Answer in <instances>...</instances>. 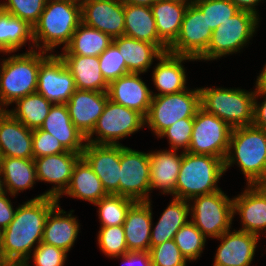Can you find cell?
<instances>
[{
	"label": "cell",
	"mask_w": 266,
	"mask_h": 266,
	"mask_svg": "<svg viewBox=\"0 0 266 266\" xmlns=\"http://www.w3.org/2000/svg\"><path fill=\"white\" fill-rule=\"evenodd\" d=\"M58 203L43 193L16 208L13 220L1 231L3 266H30L31 251L42 242L46 218Z\"/></svg>",
	"instance_id": "cell-1"
},
{
	"label": "cell",
	"mask_w": 266,
	"mask_h": 266,
	"mask_svg": "<svg viewBox=\"0 0 266 266\" xmlns=\"http://www.w3.org/2000/svg\"><path fill=\"white\" fill-rule=\"evenodd\" d=\"M81 22L80 2L47 0L38 22L33 26L34 50L52 53L61 44L64 49Z\"/></svg>",
	"instance_id": "cell-2"
},
{
	"label": "cell",
	"mask_w": 266,
	"mask_h": 266,
	"mask_svg": "<svg viewBox=\"0 0 266 266\" xmlns=\"http://www.w3.org/2000/svg\"><path fill=\"white\" fill-rule=\"evenodd\" d=\"M235 163L246 177V185L266 181V130L253 124L232 128L224 172Z\"/></svg>",
	"instance_id": "cell-3"
},
{
	"label": "cell",
	"mask_w": 266,
	"mask_h": 266,
	"mask_svg": "<svg viewBox=\"0 0 266 266\" xmlns=\"http://www.w3.org/2000/svg\"><path fill=\"white\" fill-rule=\"evenodd\" d=\"M48 52L33 50L3 59L0 64V109L37 90L40 63Z\"/></svg>",
	"instance_id": "cell-4"
},
{
	"label": "cell",
	"mask_w": 266,
	"mask_h": 266,
	"mask_svg": "<svg viewBox=\"0 0 266 266\" xmlns=\"http://www.w3.org/2000/svg\"><path fill=\"white\" fill-rule=\"evenodd\" d=\"M224 173L221 158L183 152L176 182V198L190 201L194 197L221 190L217 183Z\"/></svg>",
	"instance_id": "cell-5"
},
{
	"label": "cell",
	"mask_w": 266,
	"mask_h": 266,
	"mask_svg": "<svg viewBox=\"0 0 266 266\" xmlns=\"http://www.w3.org/2000/svg\"><path fill=\"white\" fill-rule=\"evenodd\" d=\"M199 91L201 108L216 115L231 128L253 124L255 90L202 87Z\"/></svg>",
	"instance_id": "cell-6"
},
{
	"label": "cell",
	"mask_w": 266,
	"mask_h": 266,
	"mask_svg": "<svg viewBox=\"0 0 266 266\" xmlns=\"http://www.w3.org/2000/svg\"><path fill=\"white\" fill-rule=\"evenodd\" d=\"M259 21V17L255 14L239 11L212 32L207 50L197 61H212L225 55L240 52L243 47L249 44L256 33Z\"/></svg>",
	"instance_id": "cell-7"
},
{
	"label": "cell",
	"mask_w": 266,
	"mask_h": 266,
	"mask_svg": "<svg viewBox=\"0 0 266 266\" xmlns=\"http://www.w3.org/2000/svg\"><path fill=\"white\" fill-rule=\"evenodd\" d=\"M190 221L207 238H218L231 229L234 218L233 198L222 190L190 200Z\"/></svg>",
	"instance_id": "cell-8"
},
{
	"label": "cell",
	"mask_w": 266,
	"mask_h": 266,
	"mask_svg": "<svg viewBox=\"0 0 266 266\" xmlns=\"http://www.w3.org/2000/svg\"><path fill=\"white\" fill-rule=\"evenodd\" d=\"M200 105V91L186 89L179 93L152 96L145 124L158 137L165 129L183 118H194Z\"/></svg>",
	"instance_id": "cell-9"
},
{
	"label": "cell",
	"mask_w": 266,
	"mask_h": 266,
	"mask_svg": "<svg viewBox=\"0 0 266 266\" xmlns=\"http://www.w3.org/2000/svg\"><path fill=\"white\" fill-rule=\"evenodd\" d=\"M145 125V117L141 113L108 99L95 127L86 137V142L100 145H120L119 139L137 132ZM94 134H96V138L93 136Z\"/></svg>",
	"instance_id": "cell-10"
},
{
	"label": "cell",
	"mask_w": 266,
	"mask_h": 266,
	"mask_svg": "<svg viewBox=\"0 0 266 266\" xmlns=\"http://www.w3.org/2000/svg\"><path fill=\"white\" fill-rule=\"evenodd\" d=\"M232 128L216 115L199 108L194 116L193 131L188 151L192 154L226 158Z\"/></svg>",
	"instance_id": "cell-11"
},
{
	"label": "cell",
	"mask_w": 266,
	"mask_h": 266,
	"mask_svg": "<svg viewBox=\"0 0 266 266\" xmlns=\"http://www.w3.org/2000/svg\"><path fill=\"white\" fill-rule=\"evenodd\" d=\"M149 192V153L120 144V195L135 202H148Z\"/></svg>",
	"instance_id": "cell-12"
},
{
	"label": "cell",
	"mask_w": 266,
	"mask_h": 266,
	"mask_svg": "<svg viewBox=\"0 0 266 266\" xmlns=\"http://www.w3.org/2000/svg\"><path fill=\"white\" fill-rule=\"evenodd\" d=\"M75 80L60 55L49 53L40 63L36 92L52 104H66L76 90Z\"/></svg>",
	"instance_id": "cell-13"
},
{
	"label": "cell",
	"mask_w": 266,
	"mask_h": 266,
	"mask_svg": "<svg viewBox=\"0 0 266 266\" xmlns=\"http://www.w3.org/2000/svg\"><path fill=\"white\" fill-rule=\"evenodd\" d=\"M212 32L203 12L195 4L188 5L183 16L180 33L167 52L174 55L190 56L197 61L207 50Z\"/></svg>",
	"instance_id": "cell-14"
},
{
	"label": "cell",
	"mask_w": 266,
	"mask_h": 266,
	"mask_svg": "<svg viewBox=\"0 0 266 266\" xmlns=\"http://www.w3.org/2000/svg\"><path fill=\"white\" fill-rule=\"evenodd\" d=\"M81 157L99 177L108 194L120 195V145L86 142Z\"/></svg>",
	"instance_id": "cell-15"
},
{
	"label": "cell",
	"mask_w": 266,
	"mask_h": 266,
	"mask_svg": "<svg viewBox=\"0 0 266 266\" xmlns=\"http://www.w3.org/2000/svg\"><path fill=\"white\" fill-rule=\"evenodd\" d=\"M82 23L100 30L112 39L124 36V2L122 0H82Z\"/></svg>",
	"instance_id": "cell-16"
},
{
	"label": "cell",
	"mask_w": 266,
	"mask_h": 266,
	"mask_svg": "<svg viewBox=\"0 0 266 266\" xmlns=\"http://www.w3.org/2000/svg\"><path fill=\"white\" fill-rule=\"evenodd\" d=\"M81 153H64L34 158L38 181L53 183L54 186L44 192L46 196L58 198L68 187L75 164Z\"/></svg>",
	"instance_id": "cell-17"
},
{
	"label": "cell",
	"mask_w": 266,
	"mask_h": 266,
	"mask_svg": "<svg viewBox=\"0 0 266 266\" xmlns=\"http://www.w3.org/2000/svg\"><path fill=\"white\" fill-rule=\"evenodd\" d=\"M233 214H239L240 231L260 236L266 233V188L263 185H247L246 189L233 198ZM261 231V232H260Z\"/></svg>",
	"instance_id": "cell-18"
},
{
	"label": "cell",
	"mask_w": 266,
	"mask_h": 266,
	"mask_svg": "<svg viewBox=\"0 0 266 266\" xmlns=\"http://www.w3.org/2000/svg\"><path fill=\"white\" fill-rule=\"evenodd\" d=\"M217 239L221 244L215 253L213 266H250L259 236L240 230H229Z\"/></svg>",
	"instance_id": "cell-19"
},
{
	"label": "cell",
	"mask_w": 266,
	"mask_h": 266,
	"mask_svg": "<svg viewBox=\"0 0 266 266\" xmlns=\"http://www.w3.org/2000/svg\"><path fill=\"white\" fill-rule=\"evenodd\" d=\"M141 73H127L108 84V98L122 106L147 116L152 101V93L139 77Z\"/></svg>",
	"instance_id": "cell-20"
},
{
	"label": "cell",
	"mask_w": 266,
	"mask_h": 266,
	"mask_svg": "<svg viewBox=\"0 0 266 266\" xmlns=\"http://www.w3.org/2000/svg\"><path fill=\"white\" fill-rule=\"evenodd\" d=\"M108 99L107 92L76 89L66 103L70 119L85 138L95 127Z\"/></svg>",
	"instance_id": "cell-21"
},
{
	"label": "cell",
	"mask_w": 266,
	"mask_h": 266,
	"mask_svg": "<svg viewBox=\"0 0 266 266\" xmlns=\"http://www.w3.org/2000/svg\"><path fill=\"white\" fill-rule=\"evenodd\" d=\"M32 132L7 110L0 112V151L2 157L33 158Z\"/></svg>",
	"instance_id": "cell-22"
},
{
	"label": "cell",
	"mask_w": 266,
	"mask_h": 266,
	"mask_svg": "<svg viewBox=\"0 0 266 266\" xmlns=\"http://www.w3.org/2000/svg\"><path fill=\"white\" fill-rule=\"evenodd\" d=\"M151 201L135 202L123 224L128 252H149L153 226Z\"/></svg>",
	"instance_id": "cell-23"
},
{
	"label": "cell",
	"mask_w": 266,
	"mask_h": 266,
	"mask_svg": "<svg viewBox=\"0 0 266 266\" xmlns=\"http://www.w3.org/2000/svg\"><path fill=\"white\" fill-rule=\"evenodd\" d=\"M155 66L152 79L158 93L152 96L179 93L187 88L186 71L183 62L186 60L195 61L190 56L174 55L169 52L163 53Z\"/></svg>",
	"instance_id": "cell-24"
},
{
	"label": "cell",
	"mask_w": 266,
	"mask_h": 266,
	"mask_svg": "<svg viewBox=\"0 0 266 266\" xmlns=\"http://www.w3.org/2000/svg\"><path fill=\"white\" fill-rule=\"evenodd\" d=\"M182 153L176 150H159L149 152L150 162V191L161 190L163 194H170L176 198V182L182 163Z\"/></svg>",
	"instance_id": "cell-25"
},
{
	"label": "cell",
	"mask_w": 266,
	"mask_h": 266,
	"mask_svg": "<svg viewBox=\"0 0 266 266\" xmlns=\"http://www.w3.org/2000/svg\"><path fill=\"white\" fill-rule=\"evenodd\" d=\"M40 129L56 137L69 151L82 153L85 147L86 138L70 119L66 104H53Z\"/></svg>",
	"instance_id": "cell-26"
},
{
	"label": "cell",
	"mask_w": 266,
	"mask_h": 266,
	"mask_svg": "<svg viewBox=\"0 0 266 266\" xmlns=\"http://www.w3.org/2000/svg\"><path fill=\"white\" fill-rule=\"evenodd\" d=\"M59 204L49 212L46 218L42 242L69 252L77 239L80 224L72 215L74 210L66 214Z\"/></svg>",
	"instance_id": "cell-27"
},
{
	"label": "cell",
	"mask_w": 266,
	"mask_h": 266,
	"mask_svg": "<svg viewBox=\"0 0 266 266\" xmlns=\"http://www.w3.org/2000/svg\"><path fill=\"white\" fill-rule=\"evenodd\" d=\"M124 36L158 46L164 53L168 47L159 39L151 7L124 3Z\"/></svg>",
	"instance_id": "cell-28"
},
{
	"label": "cell",
	"mask_w": 266,
	"mask_h": 266,
	"mask_svg": "<svg viewBox=\"0 0 266 266\" xmlns=\"http://www.w3.org/2000/svg\"><path fill=\"white\" fill-rule=\"evenodd\" d=\"M65 194L92 204L108 195L99 177L82 157L74 166L68 187L57 198V201L60 202V197Z\"/></svg>",
	"instance_id": "cell-29"
},
{
	"label": "cell",
	"mask_w": 266,
	"mask_h": 266,
	"mask_svg": "<svg viewBox=\"0 0 266 266\" xmlns=\"http://www.w3.org/2000/svg\"><path fill=\"white\" fill-rule=\"evenodd\" d=\"M71 71L78 90L107 92L97 56L60 55Z\"/></svg>",
	"instance_id": "cell-30"
},
{
	"label": "cell",
	"mask_w": 266,
	"mask_h": 266,
	"mask_svg": "<svg viewBox=\"0 0 266 266\" xmlns=\"http://www.w3.org/2000/svg\"><path fill=\"white\" fill-rule=\"evenodd\" d=\"M113 43L118 47L131 73H146L153 60H158L164 53L154 44L127 36L114 38Z\"/></svg>",
	"instance_id": "cell-31"
},
{
	"label": "cell",
	"mask_w": 266,
	"mask_h": 266,
	"mask_svg": "<svg viewBox=\"0 0 266 266\" xmlns=\"http://www.w3.org/2000/svg\"><path fill=\"white\" fill-rule=\"evenodd\" d=\"M187 7L186 4L170 0H158L151 5L159 39L168 48L175 42L180 33Z\"/></svg>",
	"instance_id": "cell-32"
},
{
	"label": "cell",
	"mask_w": 266,
	"mask_h": 266,
	"mask_svg": "<svg viewBox=\"0 0 266 266\" xmlns=\"http://www.w3.org/2000/svg\"><path fill=\"white\" fill-rule=\"evenodd\" d=\"M189 215L190 202L174 197L151 230V247L174 239L178 230L190 221L188 220Z\"/></svg>",
	"instance_id": "cell-33"
},
{
	"label": "cell",
	"mask_w": 266,
	"mask_h": 266,
	"mask_svg": "<svg viewBox=\"0 0 266 266\" xmlns=\"http://www.w3.org/2000/svg\"><path fill=\"white\" fill-rule=\"evenodd\" d=\"M0 171L5 188L10 196H15L26 189L32 188L38 181L33 158L3 157Z\"/></svg>",
	"instance_id": "cell-34"
},
{
	"label": "cell",
	"mask_w": 266,
	"mask_h": 266,
	"mask_svg": "<svg viewBox=\"0 0 266 266\" xmlns=\"http://www.w3.org/2000/svg\"><path fill=\"white\" fill-rule=\"evenodd\" d=\"M113 42L106 33L81 22L72 35L70 43L59 55L99 56Z\"/></svg>",
	"instance_id": "cell-35"
},
{
	"label": "cell",
	"mask_w": 266,
	"mask_h": 266,
	"mask_svg": "<svg viewBox=\"0 0 266 266\" xmlns=\"http://www.w3.org/2000/svg\"><path fill=\"white\" fill-rule=\"evenodd\" d=\"M28 40L33 44L30 47V51H33V27L26 21L0 9V53H14Z\"/></svg>",
	"instance_id": "cell-36"
},
{
	"label": "cell",
	"mask_w": 266,
	"mask_h": 266,
	"mask_svg": "<svg viewBox=\"0 0 266 266\" xmlns=\"http://www.w3.org/2000/svg\"><path fill=\"white\" fill-rule=\"evenodd\" d=\"M14 104L16 107L12 110L7 109V111L32 130L41 127L53 105L37 92L18 99Z\"/></svg>",
	"instance_id": "cell-37"
},
{
	"label": "cell",
	"mask_w": 266,
	"mask_h": 266,
	"mask_svg": "<svg viewBox=\"0 0 266 266\" xmlns=\"http://www.w3.org/2000/svg\"><path fill=\"white\" fill-rule=\"evenodd\" d=\"M134 203V200L117 194H108L100 199L94 204L99 209L100 226L123 225L126 214Z\"/></svg>",
	"instance_id": "cell-38"
},
{
	"label": "cell",
	"mask_w": 266,
	"mask_h": 266,
	"mask_svg": "<svg viewBox=\"0 0 266 266\" xmlns=\"http://www.w3.org/2000/svg\"><path fill=\"white\" fill-rule=\"evenodd\" d=\"M174 241L187 261H196L203 252L206 237L188 221L175 234Z\"/></svg>",
	"instance_id": "cell-39"
},
{
	"label": "cell",
	"mask_w": 266,
	"mask_h": 266,
	"mask_svg": "<svg viewBox=\"0 0 266 266\" xmlns=\"http://www.w3.org/2000/svg\"><path fill=\"white\" fill-rule=\"evenodd\" d=\"M194 4L206 16L212 31L240 11L230 0H195Z\"/></svg>",
	"instance_id": "cell-40"
},
{
	"label": "cell",
	"mask_w": 266,
	"mask_h": 266,
	"mask_svg": "<svg viewBox=\"0 0 266 266\" xmlns=\"http://www.w3.org/2000/svg\"><path fill=\"white\" fill-rule=\"evenodd\" d=\"M97 240L100 250L108 257L128 253L123 225L100 227Z\"/></svg>",
	"instance_id": "cell-41"
},
{
	"label": "cell",
	"mask_w": 266,
	"mask_h": 266,
	"mask_svg": "<svg viewBox=\"0 0 266 266\" xmlns=\"http://www.w3.org/2000/svg\"><path fill=\"white\" fill-rule=\"evenodd\" d=\"M47 0H7L0 3V9L10 13L12 16L26 21L34 26L45 8Z\"/></svg>",
	"instance_id": "cell-42"
},
{
	"label": "cell",
	"mask_w": 266,
	"mask_h": 266,
	"mask_svg": "<svg viewBox=\"0 0 266 266\" xmlns=\"http://www.w3.org/2000/svg\"><path fill=\"white\" fill-rule=\"evenodd\" d=\"M98 58L102 76L108 84L130 73L118 47L113 42Z\"/></svg>",
	"instance_id": "cell-43"
},
{
	"label": "cell",
	"mask_w": 266,
	"mask_h": 266,
	"mask_svg": "<svg viewBox=\"0 0 266 266\" xmlns=\"http://www.w3.org/2000/svg\"><path fill=\"white\" fill-rule=\"evenodd\" d=\"M194 118H183L165 129L158 138L167 137L170 150L183 148V152H187L191 141L193 131Z\"/></svg>",
	"instance_id": "cell-44"
},
{
	"label": "cell",
	"mask_w": 266,
	"mask_h": 266,
	"mask_svg": "<svg viewBox=\"0 0 266 266\" xmlns=\"http://www.w3.org/2000/svg\"><path fill=\"white\" fill-rule=\"evenodd\" d=\"M152 266H186L188 262L174 239L150 248Z\"/></svg>",
	"instance_id": "cell-45"
},
{
	"label": "cell",
	"mask_w": 266,
	"mask_h": 266,
	"mask_svg": "<svg viewBox=\"0 0 266 266\" xmlns=\"http://www.w3.org/2000/svg\"><path fill=\"white\" fill-rule=\"evenodd\" d=\"M32 149L33 159L68 151L56 137L40 128L33 129Z\"/></svg>",
	"instance_id": "cell-46"
},
{
	"label": "cell",
	"mask_w": 266,
	"mask_h": 266,
	"mask_svg": "<svg viewBox=\"0 0 266 266\" xmlns=\"http://www.w3.org/2000/svg\"><path fill=\"white\" fill-rule=\"evenodd\" d=\"M67 253L54 245L41 242L33 250V263L35 266H64Z\"/></svg>",
	"instance_id": "cell-47"
},
{
	"label": "cell",
	"mask_w": 266,
	"mask_h": 266,
	"mask_svg": "<svg viewBox=\"0 0 266 266\" xmlns=\"http://www.w3.org/2000/svg\"><path fill=\"white\" fill-rule=\"evenodd\" d=\"M258 96L265 98L262 103L258 102ZM253 125L266 130V90H256L254 96V121Z\"/></svg>",
	"instance_id": "cell-48"
},
{
	"label": "cell",
	"mask_w": 266,
	"mask_h": 266,
	"mask_svg": "<svg viewBox=\"0 0 266 266\" xmlns=\"http://www.w3.org/2000/svg\"><path fill=\"white\" fill-rule=\"evenodd\" d=\"M113 258H122L123 266H152L149 252H128Z\"/></svg>",
	"instance_id": "cell-49"
},
{
	"label": "cell",
	"mask_w": 266,
	"mask_h": 266,
	"mask_svg": "<svg viewBox=\"0 0 266 266\" xmlns=\"http://www.w3.org/2000/svg\"><path fill=\"white\" fill-rule=\"evenodd\" d=\"M6 194L0 195V231L4 230L13 220L16 208L14 210L11 200Z\"/></svg>",
	"instance_id": "cell-50"
},
{
	"label": "cell",
	"mask_w": 266,
	"mask_h": 266,
	"mask_svg": "<svg viewBox=\"0 0 266 266\" xmlns=\"http://www.w3.org/2000/svg\"><path fill=\"white\" fill-rule=\"evenodd\" d=\"M240 11H248L259 17L255 6L264 0H230Z\"/></svg>",
	"instance_id": "cell-51"
},
{
	"label": "cell",
	"mask_w": 266,
	"mask_h": 266,
	"mask_svg": "<svg viewBox=\"0 0 266 266\" xmlns=\"http://www.w3.org/2000/svg\"><path fill=\"white\" fill-rule=\"evenodd\" d=\"M255 84L256 90H266V64H264L261 73L259 74V76H257Z\"/></svg>",
	"instance_id": "cell-52"
},
{
	"label": "cell",
	"mask_w": 266,
	"mask_h": 266,
	"mask_svg": "<svg viewBox=\"0 0 266 266\" xmlns=\"http://www.w3.org/2000/svg\"><path fill=\"white\" fill-rule=\"evenodd\" d=\"M124 3H129L132 5H141V6H149L153 5L158 0H122Z\"/></svg>",
	"instance_id": "cell-53"
},
{
	"label": "cell",
	"mask_w": 266,
	"mask_h": 266,
	"mask_svg": "<svg viewBox=\"0 0 266 266\" xmlns=\"http://www.w3.org/2000/svg\"><path fill=\"white\" fill-rule=\"evenodd\" d=\"M6 193H7V191L5 188V183H4L1 171H0V195L6 194Z\"/></svg>",
	"instance_id": "cell-54"
},
{
	"label": "cell",
	"mask_w": 266,
	"mask_h": 266,
	"mask_svg": "<svg viewBox=\"0 0 266 266\" xmlns=\"http://www.w3.org/2000/svg\"><path fill=\"white\" fill-rule=\"evenodd\" d=\"M170 1L180 2L186 5H191V4H194L195 0H170Z\"/></svg>",
	"instance_id": "cell-55"
},
{
	"label": "cell",
	"mask_w": 266,
	"mask_h": 266,
	"mask_svg": "<svg viewBox=\"0 0 266 266\" xmlns=\"http://www.w3.org/2000/svg\"><path fill=\"white\" fill-rule=\"evenodd\" d=\"M2 154H1V151H0V167H1V162H2Z\"/></svg>",
	"instance_id": "cell-56"
},
{
	"label": "cell",
	"mask_w": 266,
	"mask_h": 266,
	"mask_svg": "<svg viewBox=\"0 0 266 266\" xmlns=\"http://www.w3.org/2000/svg\"><path fill=\"white\" fill-rule=\"evenodd\" d=\"M262 185L266 188V181Z\"/></svg>",
	"instance_id": "cell-57"
}]
</instances>
